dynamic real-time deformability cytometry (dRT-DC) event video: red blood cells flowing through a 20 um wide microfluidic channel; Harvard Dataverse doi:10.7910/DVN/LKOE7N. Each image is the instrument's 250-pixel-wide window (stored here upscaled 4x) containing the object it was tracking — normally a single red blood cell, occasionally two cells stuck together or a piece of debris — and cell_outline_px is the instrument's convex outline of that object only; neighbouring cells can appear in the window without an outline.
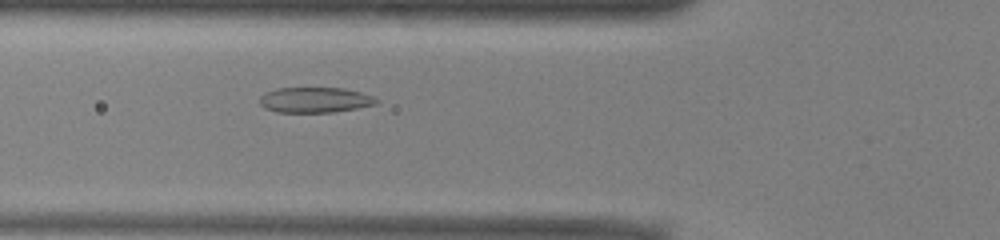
{"species": "common noctule bat (a hibernating species)", "species_latin": "Nyctalus noctula", "temperature_condition": "warm", "stored_images_in_passage": 28, "camera_frame_rate_fps": 3000, "um_per_image_px": 0.085, "animal": {"sex": "male", "body_mass_g": 13.0, "forearm_length_mm": 53.1}, "frame": {"image": 1, "passage_image": 5, "time_ms": 1.333, "image_size_px": [1000, 240], "cell_outline_px": [[380, 100], [376, 104], [356, 108], [332, 112], [276, 112], [264, 108], [260, 104], [260, 96], [264, 92], [276, 88], [344, 88], [360, 92], [372, 96]], "centroid_in_image_um": [26.74, 8.49], "position_along_channel_um": 99.1, "area_um2": 17.28}}
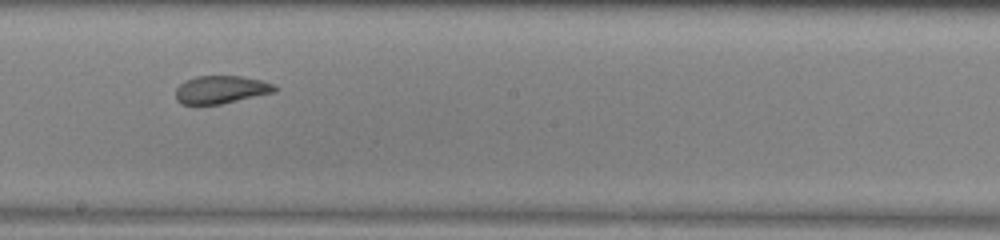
{"frame": {"image": 2, "passage_image": 15, "time_ms": 4.667, "image_size_px": [1000, 240], "cell_outline_px": [[280, 88], [276, 92], [220, 104], [180, 104], [176, 100], [176, 88], [184, 80], [196, 76], [240, 76], [260, 80], [272, 84]], "centroid_in_image_um": [18.78, 7.61], "position_along_channel_um": 229.4, "area_um2": 16.13}}
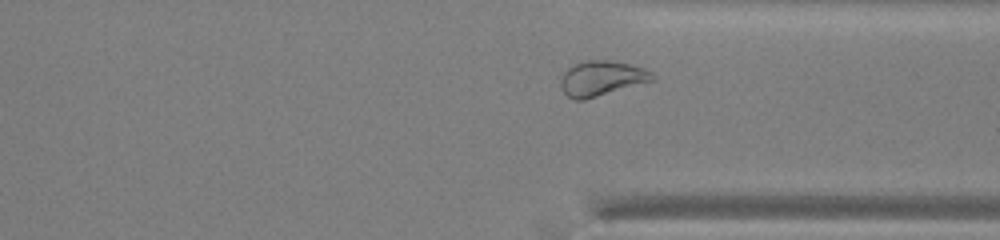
{"frame": {"image": 3, "passage_image": 25, "time_ms": 8.0, "image_size_px": [1000, 240], "cell_outline_px": [[656, 80], [584, 100], [572, 100], [564, 92], [560, 84], [560, 80], [564, 72], [568, 68], [584, 60], [612, 60], [632, 64], [644, 68], [652, 72], [656, 76]], "centroid_in_image_um": [51.18, 6.66], "position_along_channel_um": 360.2, "area_um2": 18.96}, "authors_computed_cell_mechanics": {"area_um2": 16.9932, "velocity_mm_per_s": 3.9149, "shape_relaxation_time_tau1_ms": 7.3022, "shape_relaxation_time_tau2_ms": 1.2537, "deformation_change_tau1": 0.1768, "deformation_change_tau2": 0.0768}}